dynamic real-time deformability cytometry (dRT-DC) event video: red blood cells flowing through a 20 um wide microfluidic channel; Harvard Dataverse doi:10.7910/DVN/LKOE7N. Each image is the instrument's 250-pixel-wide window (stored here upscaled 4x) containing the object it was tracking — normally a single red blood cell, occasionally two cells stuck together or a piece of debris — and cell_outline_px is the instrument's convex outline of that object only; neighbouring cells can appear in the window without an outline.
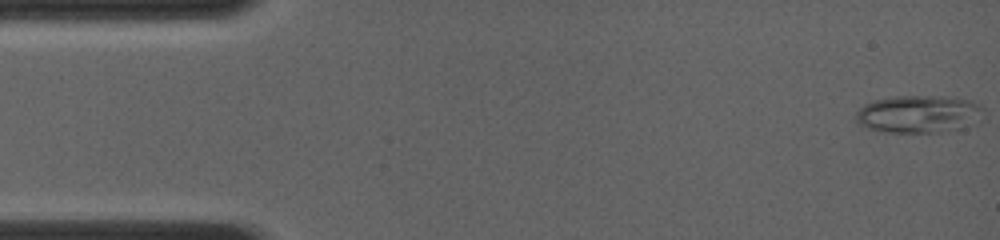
{"species": "common noctule bat (a hibernating species)", "species_latin": "Nyctalus noctula", "temperature_condition": "room temperature", "stored_images_in_passage": 9, "camera_frame_rate_fps": 4000, "um_per_image_px": 0.085, "animal": {"sex": "female", "body_mass_g": 19.0, "forearm_length_mm": 56.7}, "frame": {"image": 1, "passage_image": 1, "time_ms": 0.0, "image_size_px": [1000, 240], "cell_outline_px": [[984, 108], [964, 128], [940, 132], [888, 132], [868, 128], [860, 124], [856, 120], [856, 112], [864, 104], [876, 100], [892, 96], [944, 96], [972, 100]], "centroid_in_image_um": [78.02, 9.68], "position_along_channel_um": 7.0, "area_um2": 27.46}}
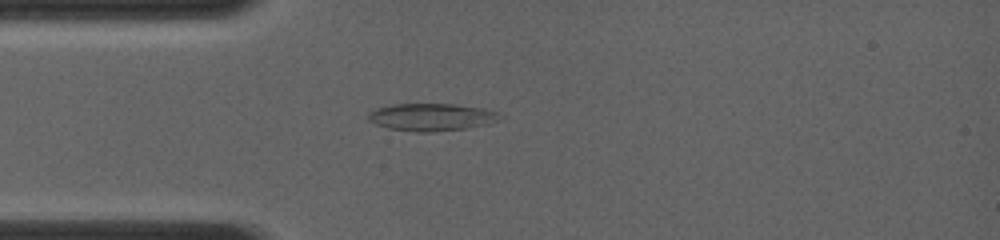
{"frame": {"image": 2, "passage_image": 9, "time_ms": 3.5, "image_size_px": [1000, 240], "cell_outline_px": [[504, 116], [484, 124], [464, 128], [432, 132], [416, 132], [388, 128], [376, 124], [368, 120], [368, 112], [376, 108], [392, 104], [456, 104], [484, 108], [500, 112]], "centroid_in_image_um": [36.65, 9.94], "position_along_channel_um": 48.4, "area_um2": 20.98}}